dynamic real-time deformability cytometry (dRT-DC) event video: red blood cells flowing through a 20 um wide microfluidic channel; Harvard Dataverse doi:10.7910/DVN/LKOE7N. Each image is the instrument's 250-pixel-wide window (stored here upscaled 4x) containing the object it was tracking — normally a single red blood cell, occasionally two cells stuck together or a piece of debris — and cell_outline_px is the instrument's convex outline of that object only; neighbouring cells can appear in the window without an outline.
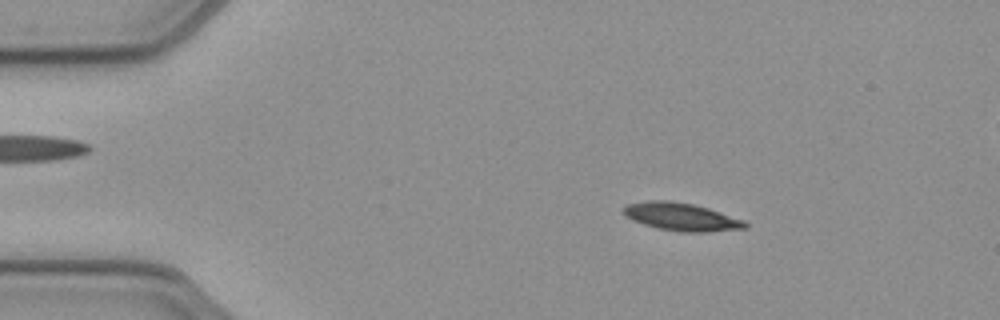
{"species": "common noctule bat (a hibernating species)", "species_latin": "Nyctalus noctula", "temperature_condition": "cold", "stored_images_in_passage": 52, "camera_frame_rate_fps": 3000, "um_per_image_px": 0.085, "animal": {"sex": "female", "body_mass_g": 21.9}, "frame": {"image": 1, "passage_image": 8, "time_ms": 2.333, "image_size_px": [1000, 320], "cell_outline_px": [[748, 228], [708, 232], [680, 232], [660, 228], [644, 224], [624, 216], [624, 208], [628, 204], [648, 200], [668, 200], [692, 204], [708, 208], [744, 220], [748, 224]], "centroid_in_image_um": [57.95, 18.43], "position_along_channel_um": 27.1, "area_um2": 19.59}}
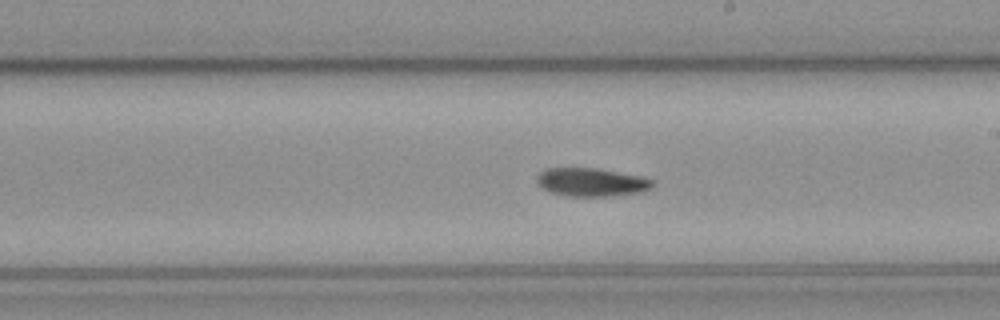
{"frame": {"image": 2, "passage_image": 29, "time_ms": 9.333, "image_size_px": [1000, 320], "cell_outline_px": [[656, 184], [652, 188], [644, 192], [612, 196], [564, 196], [552, 192], [544, 188], [536, 180], [536, 176], [540, 172], [548, 168], [596, 168], [640, 176], [656, 180]], "centroid_in_image_um": [50.35, 15.49], "position_along_channel_um": 238.7, "area_um2": 19.25}}
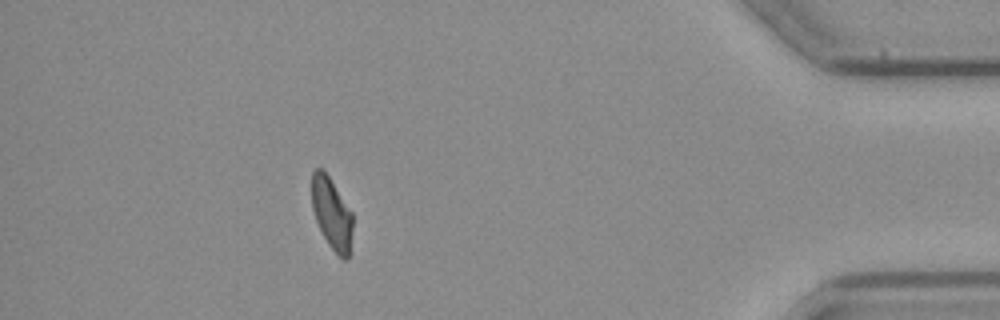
{"frame": {"image": 3, "passage_image": 46, "time_ms": 15.0, "image_size_px": [1000, 320], "cell_outline_px": [[352, 228], [348, 260], [344, 260], [328, 244], [316, 220], [312, 208], [312, 172], [316, 168], [324, 168], [352, 212]], "centroid_in_image_um": [28.19, 18.1], "position_along_channel_um": 407.0, "area_um2": 16.94}}